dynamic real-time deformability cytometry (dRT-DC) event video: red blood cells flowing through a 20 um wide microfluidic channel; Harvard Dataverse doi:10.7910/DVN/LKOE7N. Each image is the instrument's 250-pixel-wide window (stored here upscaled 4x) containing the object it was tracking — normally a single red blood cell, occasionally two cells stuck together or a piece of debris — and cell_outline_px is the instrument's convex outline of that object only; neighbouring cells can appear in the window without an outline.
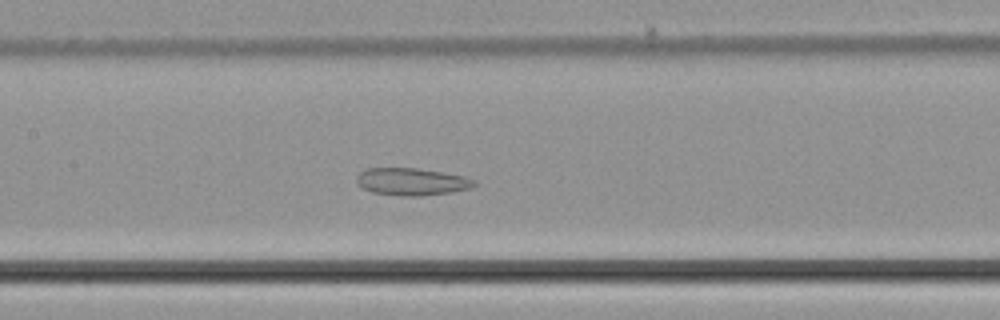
{"species": "common noctule bat (a hibernating species)", "species_latin": "Nyctalus noctula", "temperature_condition": "cold", "stored_images_in_passage": 53, "camera_frame_rate_fps": 3000, "um_per_image_px": 0.085, "animal": {"sex": "male", "body_mass_g": 21.5, "forearm_length_mm": 52.0}, "frame": {"image": 1, "passage_image": 27, "time_ms": 8.667, "image_size_px": [1000, 320], "cell_outline_px": [[476, 184], [472, 188], [452, 192], [420, 196], [400, 196], [372, 192], [356, 184], [356, 176], [360, 172], [368, 168], [416, 168], [444, 172], [464, 176], [476, 180]], "centroid_in_image_um": [35.01, 15.44], "position_along_channel_um": 172.4, "area_um2": 18.9}}
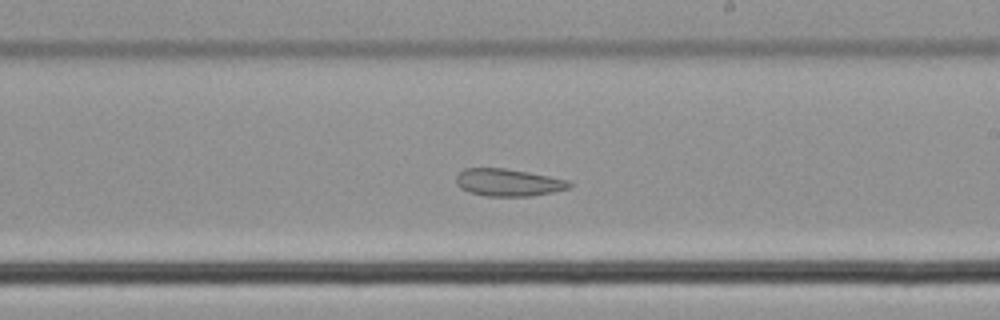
{"frame": {"image": 2, "passage_image": 33, "time_ms": 10.667, "image_size_px": [1000, 320], "cell_outline_px": [[572, 184], [568, 188], [552, 192], [532, 196], [484, 196], [468, 192], [460, 188], [456, 184], [456, 176], [464, 168], [504, 168], [528, 172], [568, 180]], "centroid_in_image_um": [43.16, 15.51], "position_along_channel_um": 245.8, "area_um2": 18.03}}
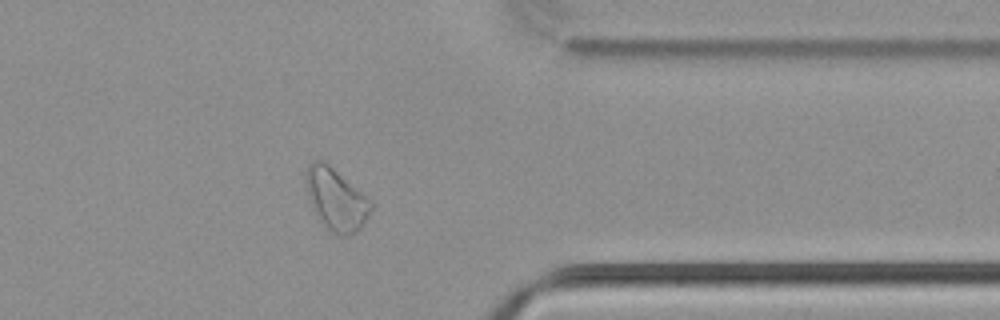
{"frame": {"image": 3, "passage_image": 45, "time_ms": 14.667, "image_size_px": [1000, 320], "cell_outline_px": [[372, 208], [368, 216], [360, 228], [356, 232], [348, 236], [344, 236], [332, 232], [316, 216], [308, 196], [304, 176], [308, 164], [312, 160], [324, 160], [372, 200]], "centroid_in_image_um": [28.56, 16.91], "position_along_channel_um": 382.8, "area_um2": 23.52}}